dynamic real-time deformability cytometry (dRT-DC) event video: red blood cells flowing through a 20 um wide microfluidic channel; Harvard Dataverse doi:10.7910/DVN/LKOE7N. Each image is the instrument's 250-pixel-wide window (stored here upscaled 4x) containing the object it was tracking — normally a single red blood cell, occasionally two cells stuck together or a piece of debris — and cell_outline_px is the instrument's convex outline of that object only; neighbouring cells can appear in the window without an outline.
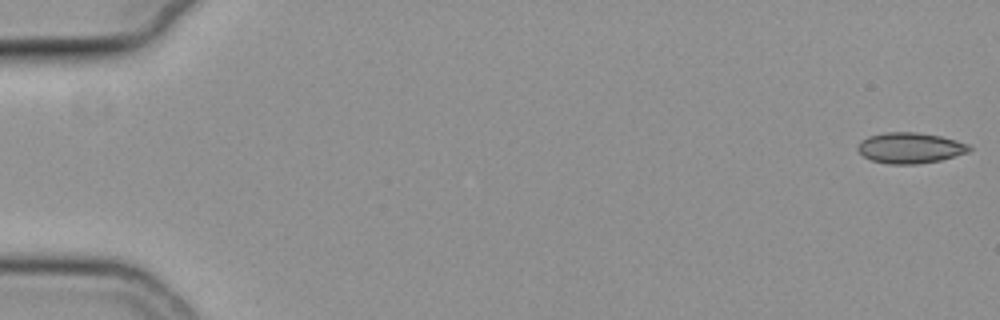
{"species": "common noctule bat (a hibernating species)", "species_latin": "Nyctalus noctula", "temperature_condition": "cold", "stored_images_in_passage": 57, "segment_of_instrument_passage": [1, 2], "camera_frame_rate_fps": 3000, "um_per_image_px": 0.085, "animal": {"sex": "female", "body_mass_g": 19.3, "forearm_length_mm": 54.1}, "frame": {"image": 1, "passage_image": 1, "time_ms": 0.0, "image_size_px": [1000, 320], "cell_outline_px": [[972, 148], [968, 152], [956, 156], [940, 160], [916, 164], [888, 164], [872, 160], [864, 156], [856, 148], [860, 140], [868, 136], [884, 132], [916, 132], [940, 136], [972, 144]], "centroid_in_image_um": [77.37, 12.56], "position_along_channel_um": 7.6, "area_um2": 20.11}}
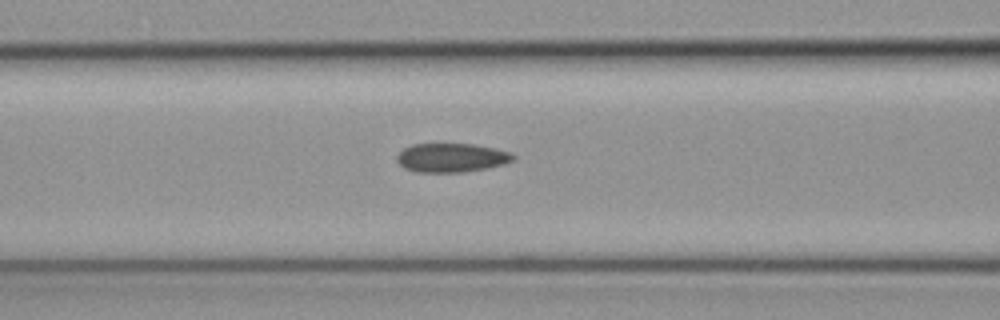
{"frame": {"image": 2, "passage_image": 24, "time_ms": 7.667, "image_size_px": [1000, 320], "cell_outline_px": [[516, 160], [504, 164], [488, 168], [460, 172], [416, 172], [404, 168], [396, 160], [396, 156], [404, 148], [412, 144], [472, 144], [496, 148], [512, 152], [516, 156]], "centroid_in_image_um": [38.42, 13.4], "position_along_channel_um": 128.2, "area_um2": 19.77}}
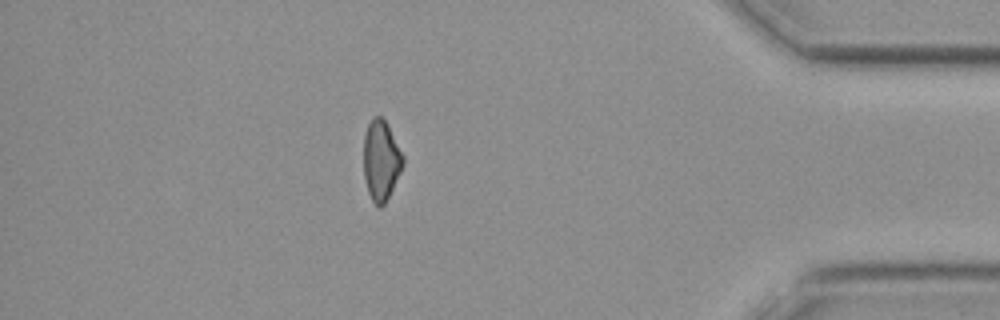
{"frame": {"image": 3, "passage_image": 49, "time_ms": 16.0, "image_size_px": [1000, 320], "cell_outline_px": [[404, 164], [384, 204], [380, 208], [372, 200], [368, 192], [364, 176], [364, 136], [368, 124], [372, 116], [380, 116], [388, 124], [404, 156]], "centroid_in_image_um": [32.39, 13.59], "position_along_channel_um": 402.8, "area_um2": 18.26}}